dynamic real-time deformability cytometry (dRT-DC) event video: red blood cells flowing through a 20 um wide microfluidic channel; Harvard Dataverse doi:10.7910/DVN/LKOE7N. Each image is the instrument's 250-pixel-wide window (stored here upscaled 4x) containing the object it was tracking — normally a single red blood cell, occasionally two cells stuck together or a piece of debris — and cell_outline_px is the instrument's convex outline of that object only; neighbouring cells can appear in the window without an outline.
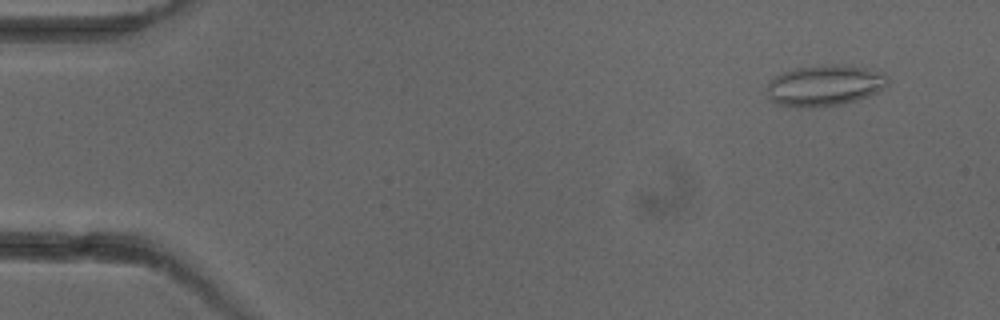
{"species": "common noctule bat (a hibernating species)", "species_latin": "Nyctalus noctula", "temperature_condition": "cold", "stored_images_in_passage": 4, "camera_frame_rate_fps": 3000, "um_per_image_px": 0.085, "animal": {"sex": "female"}, "frame": {"image": 1, "passage_image": 2, "time_ms": 1.0, "image_size_px": [1000, 320], "cell_outline_px": [[888, 84], [876, 92], [868, 96], [856, 100], [840, 104], [808, 108], [796, 108], [776, 104], [768, 96], [768, 84], [776, 76], [784, 72], [796, 68], [828, 64], [844, 64], [884, 72], [888, 76]], "centroid_in_image_um": [70.11, 7.27], "position_along_channel_um": 14.9, "area_um2": 28.9}}